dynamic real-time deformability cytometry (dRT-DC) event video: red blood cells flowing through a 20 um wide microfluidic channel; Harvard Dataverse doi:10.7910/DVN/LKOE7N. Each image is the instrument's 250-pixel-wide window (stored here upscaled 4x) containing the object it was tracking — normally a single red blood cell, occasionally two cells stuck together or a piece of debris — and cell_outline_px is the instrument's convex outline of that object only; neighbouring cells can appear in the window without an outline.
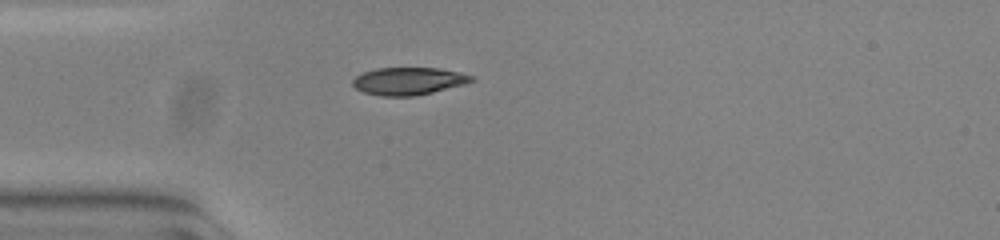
{"species": "common noctule bat (a hibernating species)", "species_latin": "Nyctalus noctula", "temperature_condition": "warm", "stored_images_in_passage": 40, "camera_frame_rate_fps": 3000, "um_per_image_px": 0.085, "animal": {"sex": "female", "body_mass_g": 23.0, "forearm_length_mm": 53.4}, "frame": {"image": 1, "passage_image": 1, "time_ms": 0.0, "image_size_px": [1000, 240], "cell_outline_px": [[476, 80], [464, 84], [416, 96], [380, 96], [364, 92], [356, 88], [352, 84], [352, 80], [356, 76], [364, 72], [376, 68], [436, 68], [460, 72], [476, 76]], "centroid_in_image_um": [34.75, 6.89], "position_along_channel_um": 50.3, "area_um2": 19.07}}
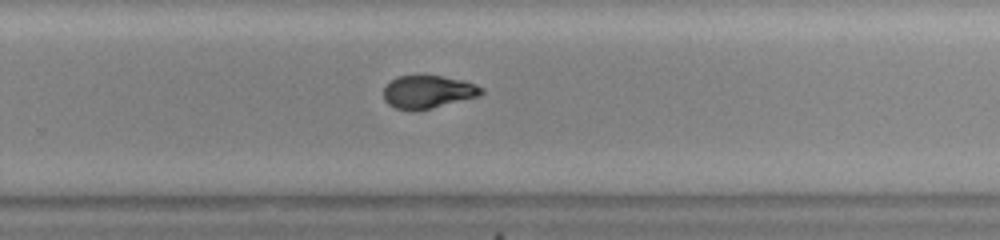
{"frame": {"image": 2, "passage_image": 21, "time_ms": 6.667, "image_size_px": [1000, 240], "cell_outline_px": [[484, 92], [480, 96], [416, 112], [396, 108], [388, 104], [384, 100], [384, 88], [392, 80], [400, 76], [440, 76], [464, 80], [476, 84], [484, 88]], "centroid_in_image_um": [36.41, 7.83], "position_along_channel_um": 293.4, "area_um2": 18.84}}
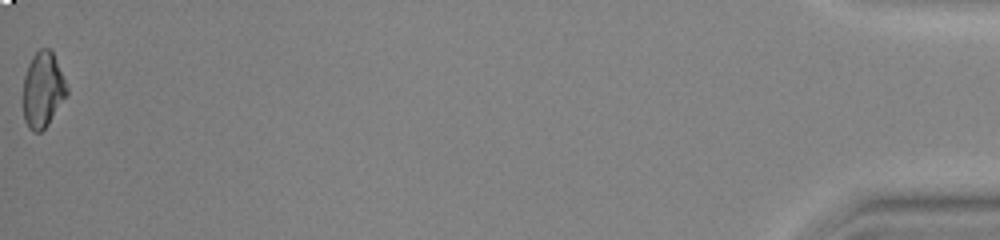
{"frame": {"image": 3, "passage_image": 40, "time_ms": 13.0, "image_size_px": [1000, 240], "cell_outline_px": [[68, 92], [48, 124], [40, 132], [32, 132], [28, 128], [24, 120], [24, 76], [28, 64], [32, 56], [40, 48], [48, 48], [52, 52], [68, 88]], "centroid_in_image_um": [3.62, 7.64], "position_along_channel_um": 431.6, "area_um2": 18.9}, "authors_computed_cell_mechanics": {"area_um2": 19.1029, "velocity_mm_per_s": 3.8111, "shape_relaxation_time_tau1_ms": null, "shape_relaxation_time_tau2_ms": 1.7811, "deformation_change_tau1": null, "deformation_change_tau2": 0.0397}}